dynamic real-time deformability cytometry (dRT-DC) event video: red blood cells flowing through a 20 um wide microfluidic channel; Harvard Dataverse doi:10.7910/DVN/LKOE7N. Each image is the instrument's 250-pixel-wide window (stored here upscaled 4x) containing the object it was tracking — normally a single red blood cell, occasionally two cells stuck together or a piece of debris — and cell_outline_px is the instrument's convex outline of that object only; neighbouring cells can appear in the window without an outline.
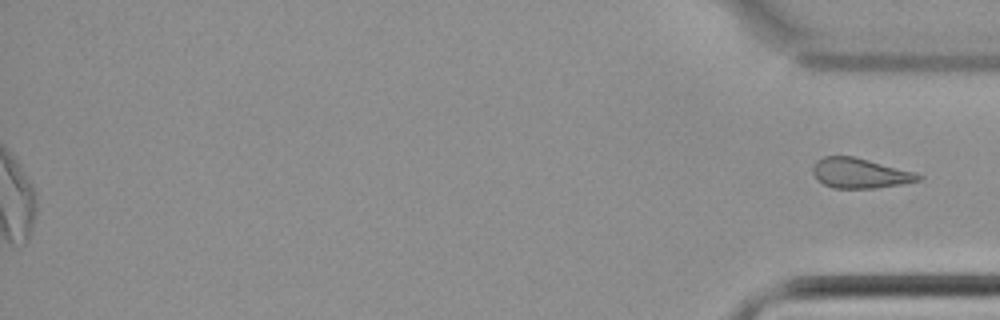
{"species": "common noctule bat (a hibernating species)", "species_latin": "Nyctalus noctula", "temperature_condition": "cold", "stored_images_in_passage": 42, "segment_of_instrument_passage": [2, 2], "camera_frame_rate_fps": 3000, "um_per_image_px": 0.085, "animal": {"sex": "female", "body_mass_g": 22.7, "forearm_length_mm": 54.2}, "frame": {"image": 1, "passage_image": 42, "time_ms": 13.667, "image_size_px": [1000, 320], "cell_outline_px": [[924, 176], [920, 180], [904, 184], [876, 188], [832, 188], [816, 180], [812, 172], [812, 168], [816, 160], [824, 156], [852, 156], [916, 172]], "centroid_in_image_um": [73.09, 14.73], "position_along_channel_um": 362.1, "area_um2": 18.61}}